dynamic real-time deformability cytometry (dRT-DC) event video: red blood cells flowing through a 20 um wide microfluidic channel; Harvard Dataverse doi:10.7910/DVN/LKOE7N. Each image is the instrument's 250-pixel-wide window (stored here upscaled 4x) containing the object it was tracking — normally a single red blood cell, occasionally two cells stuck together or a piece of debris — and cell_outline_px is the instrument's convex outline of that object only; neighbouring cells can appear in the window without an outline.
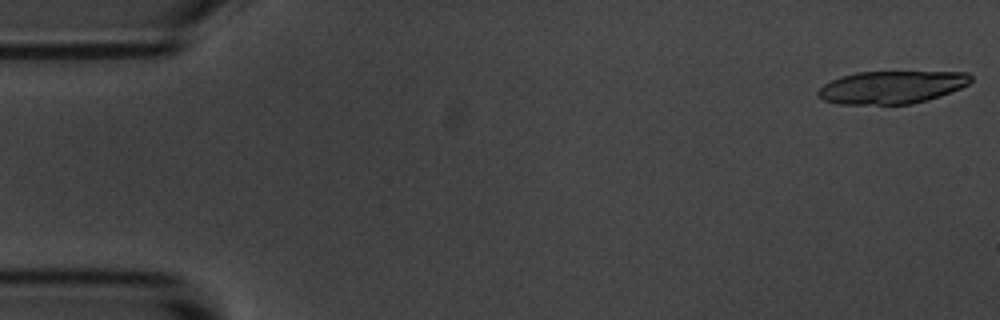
{"species": "common noctule bat (a hibernating species)", "species_latin": "Nyctalus noctula", "temperature_condition": "room temperature", "stored_images_in_passage": 4, "camera_frame_rate_fps": 3000, "um_per_image_px": 0.085, "animal": {"sex": "male", "body_mass_g": 20.1, "forearm_length_mm": 53.5}, "frame": {"image": 1, "passage_image": 1, "time_ms": 0.0, "image_size_px": [1000, 320], "cell_outline_px": [[972, 80], [968, 84], [960, 88], [940, 96], [928, 100], [912, 104], [836, 104], [824, 100], [816, 92], [824, 84], [840, 76], [856, 72], [968, 72], [972, 76]], "centroid_in_image_um": [75.79, 7.41], "position_along_channel_um": 9.2, "area_um2": 29.13}}